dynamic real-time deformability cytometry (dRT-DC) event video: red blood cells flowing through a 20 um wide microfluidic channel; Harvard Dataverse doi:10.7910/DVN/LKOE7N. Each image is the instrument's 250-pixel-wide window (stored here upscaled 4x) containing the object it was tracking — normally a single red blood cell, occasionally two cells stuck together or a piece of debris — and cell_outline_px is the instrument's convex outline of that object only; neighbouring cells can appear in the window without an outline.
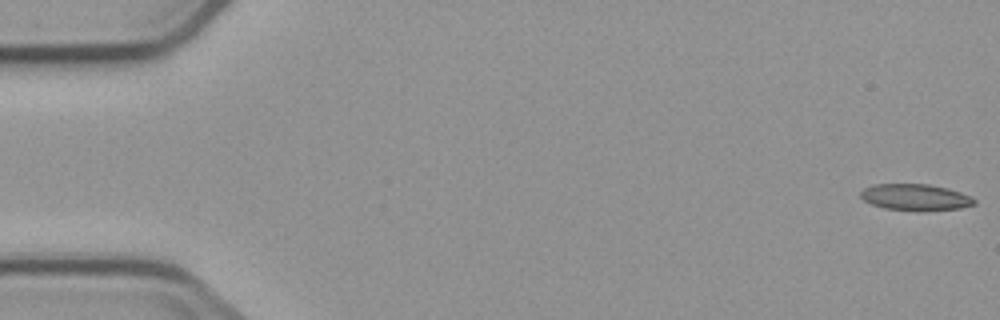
{"species": "common noctule bat (a hibernating species)", "species_latin": "Nyctalus noctula", "temperature_condition": "cold", "stored_images_in_passage": 6, "camera_frame_rate_fps": 3000, "um_per_image_px": 0.085, "animal": {"sex": "male", "body_mass_g": 23.1, "forearm_length_mm": 52.7}, "frame": {"image": 1, "passage_image": 1, "time_ms": 0.0, "image_size_px": [1000, 320], "cell_outline_px": [[976, 204], [960, 208], [884, 208], [872, 204], [864, 200], [860, 196], [860, 192], [864, 188], [872, 184], [928, 184], [948, 188], [972, 196], [976, 200]], "centroid_in_image_um": [77.8, 16.71], "position_along_channel_um": 7.2, "area_um2": 16.7}}
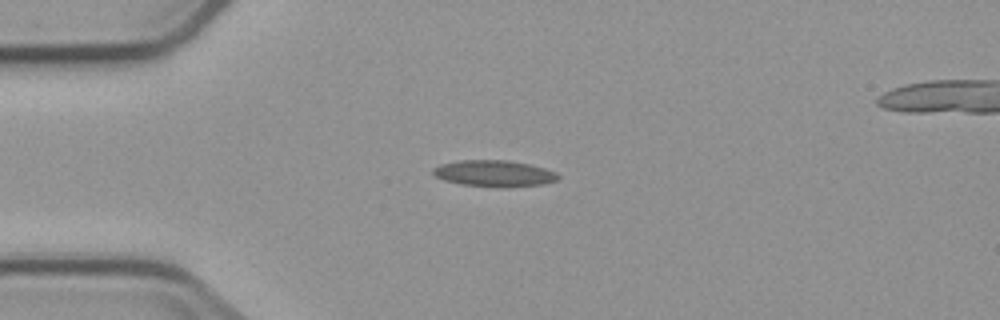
{"frame": {"image": 2, "passage_image": 4, "time_ms": 4.333, "image_size_px": [1000, 320], "cell_outline_px": [[560, 176], [556, 180], [544, 184], [508, 188], [496, 188], [460, 184], [444, 180], [436, 176], [432, 172], [432, 168], [440, 164], [460, 160], [508, 160], [528, 164], [544, 168], [556, 172]], "centroid_in_image_um": [42.0, 14.76], "position_along_channel_um": 43.0, "area_um2": 19.48}}
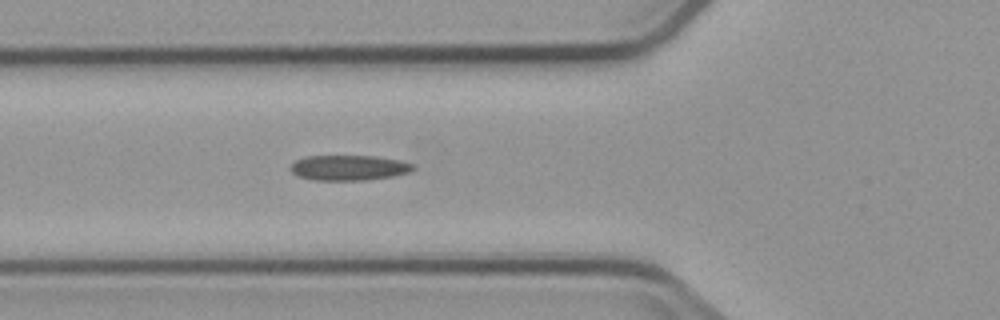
{"frame": {"image": 3, "passage_image": 6, "time_ms": 6.333, "image_size_px": [1000, 320], "cell_outline_px": [[416, 168], [412, 172], [392, 176], [368, 180], [316, 180], [296, 176], [288, 168], [296, 160], [304, 156], [376, 156], [400, 160], [412, 164]], "centroid_in_image_um": [29.65, 14.26], "position_along_channel_um": 96.1, "area_um2": 18.21}}